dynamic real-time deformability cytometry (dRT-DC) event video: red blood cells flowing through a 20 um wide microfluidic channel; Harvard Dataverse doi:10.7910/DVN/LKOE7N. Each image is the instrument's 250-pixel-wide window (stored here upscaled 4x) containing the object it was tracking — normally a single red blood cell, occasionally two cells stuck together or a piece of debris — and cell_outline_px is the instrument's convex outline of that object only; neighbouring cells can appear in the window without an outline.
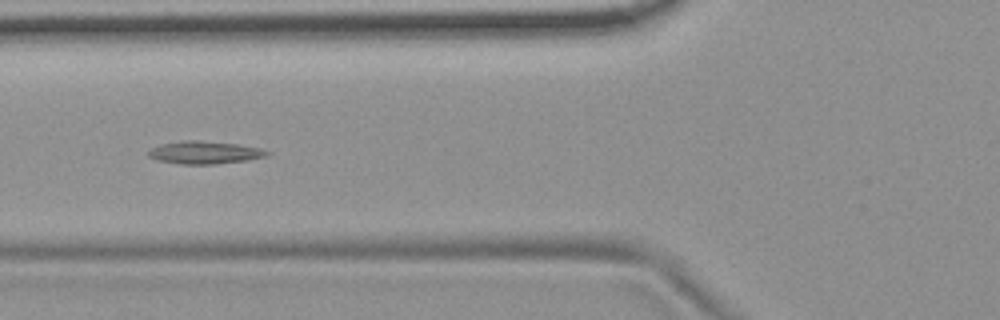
{"species": "common noctule bat (a hibernating species)", "species_latin": "Nyctalus noctula", "temperature_condition": "room temperature", "stored_images_in_passage": 8, "camera_frame_rate_fps": 3000, "um_per_image_px": 0.085, "animal": {"sex": "female", "body_mass_g": 19.9}, "frame": {"image": 1, "passage_image": 3, "time_ms": 0.667, "image_size_px": [1000, 320], "cell_outline_px": [[272, 152], [268, 156], [248, 160], [216, 164], [180, 164], [156, 160], [148, 156], [148, 152], [152, 148], [160, 144], [184, 140], [200, 140], [236, 144], [260, 148]], "centroid_in_image_um": [17.4, 12.96], "position_along_channel_um": 108.4, "area_um2": 15.78}}
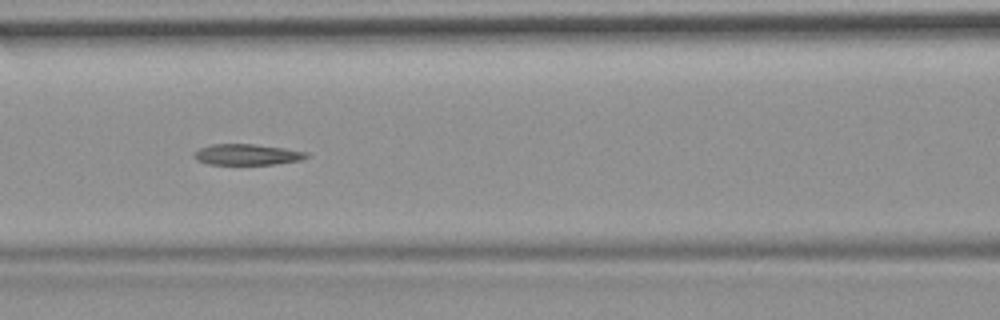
{"frame": {"image": 2, "passage_image": 4, "time_ms": 1.0, "image_size_px": [1000, 320], "cell_outline_px": [[308, 156], [300, 160], [276, 164], [208, 164], [196, 160], [192, 156], [200, 148], [212, 144], [252, 144], [284, 148], [308, 152]], "centroid_in_image_um": [20.99, 13.14], "position_along_channel_um": 145.6, "area_um2": 13.58}}
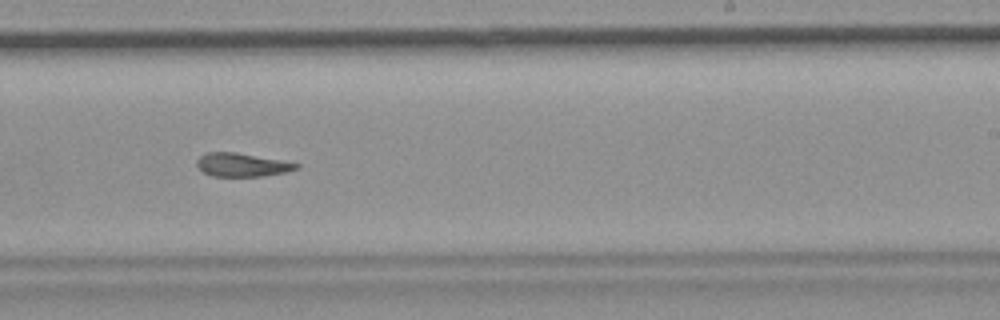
{"frame": {"image": 3, "passage_image": 7, "time_ms": 2.0, "image_size_px": [1000, 320], "cell_outline_px": [[300, 168], [284, 172], [264, 176], [212, 176], [204, 172], [196, 164], [196, 160], [200, 156], [208, 152], [236, 152], [284, 160], [300, 164]], "centroid_in_image_um": [20.6, 14.0], "position_along_channel_um": 268.4, "area_um2": 13.64}}